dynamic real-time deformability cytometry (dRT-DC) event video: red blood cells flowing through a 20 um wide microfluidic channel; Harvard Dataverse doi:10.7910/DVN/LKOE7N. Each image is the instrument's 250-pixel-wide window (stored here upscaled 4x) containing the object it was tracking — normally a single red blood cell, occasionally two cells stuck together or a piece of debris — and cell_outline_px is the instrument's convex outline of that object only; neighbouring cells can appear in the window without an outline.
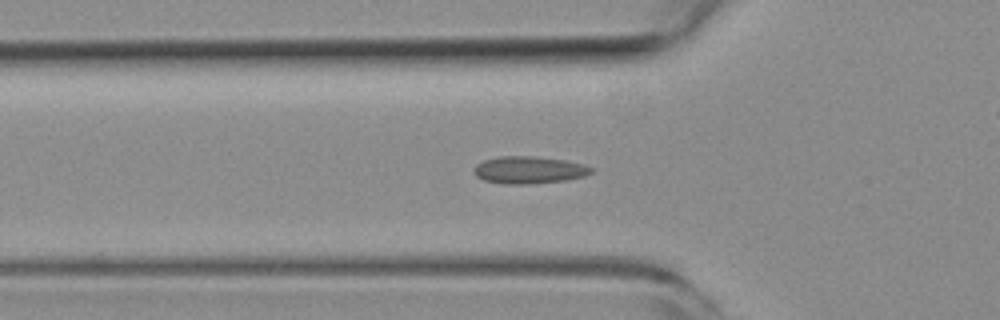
{"species": "common noctule bat (a hibernating species)", "species_latin": "Nyctalus noctula", "temperature_condition": "room temperature", "stored_images_in_passage": 36, "camera_frame_rate_fps": 3000, "um_per_image_px": 0.085, "animal": {"sex": "female", "body_mass_g": 19.3, "forearm_length_mm": 54.1}, "frame": {"image": 1, "passage_image": 8, "time_ms": 2.333, "image_size_px": [1000, 320], "cell_outline_px": [[592, 172], [584, 176], [564, 180], [532, 184], [504, 184], [484, 180], [476, 176], [472, 172], [472, 168], [476, 164], [484, 160], [500, 156], [536, 156], [564, 160], [584, 164], [592, 168]], "centroid_in_image_um": [44.92, 14.44], "position_along_channel_um": 80.9, "area_um2": 18.73}}
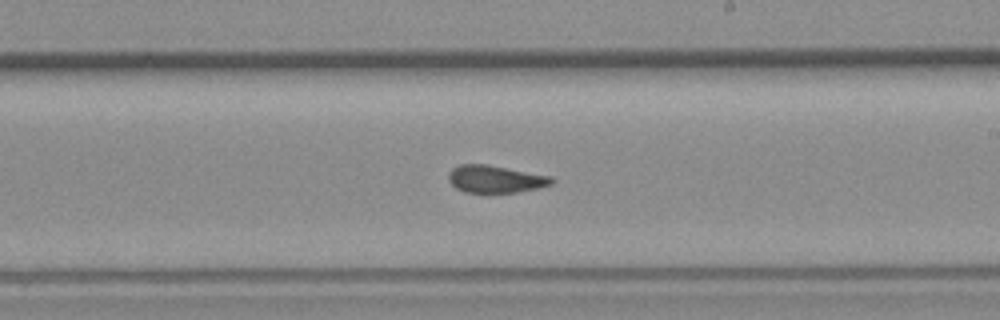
{"frame": {"image": 2, "passage_image": 21, "time_ms": 6.667, "image_size_px": [1000, 320], "cell_outline_px": [[556, 180], [552, 184], [540, 188], [516, 192], [464, 192], [456, 188], [448, 180], [448, 172], [452, 168], [460, 164], [484, 164], [552, 176]], "centroid_in_image_um": [42.12, 15.22], "position_along_channel_um": 246.9, "area_um2": 16.47}}
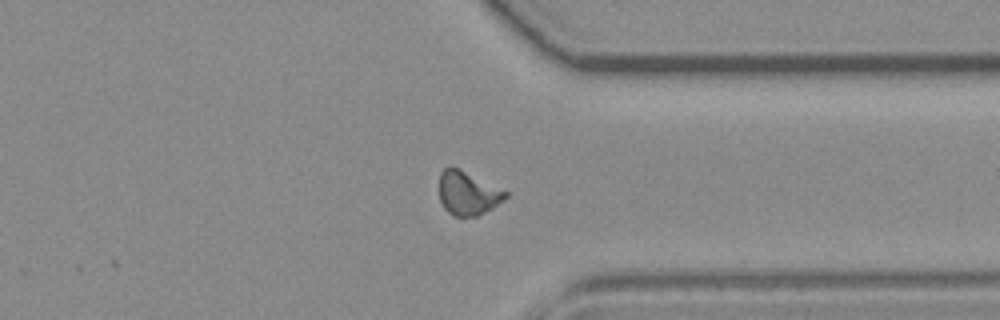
{"frame": {"image": 3, "passage_image": 31, "time_ms": 10.0, "image_size_px": [1000, 320], "cell_outline_px": [[508, 196], [504, 200], [492, 208], [476, 216], [456, 216], [448, 212], [444, 208], [440, 200], [440, 172], [448, 164], [452, 164], [508, 192]], "centroid_in_image_um": [39.74, 16.38], "position_along_channel_um": 371.7, "area_um2": 16.99}, "authors_computed_cell_mechanics": {"area_um2": 17.0799, "velocity_mm_per_s": 3.8318, "shape_relaxation_time_tau1_ms": null, "shape_relaxation_time_tau2_ms": 1.4829, "deformation_change_tau1": null, "deformation_change_tau2": 0.0637}}